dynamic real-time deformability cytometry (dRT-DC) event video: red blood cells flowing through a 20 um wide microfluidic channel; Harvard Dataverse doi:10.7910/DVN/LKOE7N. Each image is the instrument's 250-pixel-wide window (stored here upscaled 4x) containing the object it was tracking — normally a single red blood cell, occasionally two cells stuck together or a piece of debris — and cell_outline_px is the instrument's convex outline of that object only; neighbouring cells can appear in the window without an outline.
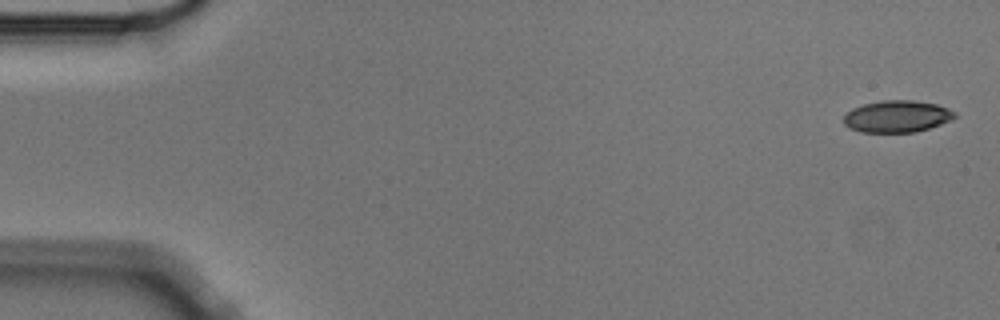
{"species": "Egyptian fruit bat (a non-hibernating species)", "species_latin": "Rousettus aegyptiacus", "temperature_condition": "cold", "stored_images_in_passage": 5, "camera_frame_rate_fps": 3000, "um_per_image_px": 0.085, "animal": {"sex": "male"}, "frame": {"image": 1, "passage_image": 1, "time_ms": 0.0, "image_size_px": [1000, 320], "cell_outline_px": [[956, 116], [952, 120], [916, 132], [860, 132], [848, 128], [844, 124], [844, 116], [852, 108], [864, 104], [880, 100], [912, 100], [936, 104], [948, 108], [956, 112]], "centroid_in_image_um": [76.24, 9.89], "position_along_channel_um": 8.8, "area_um2": 20.69}}
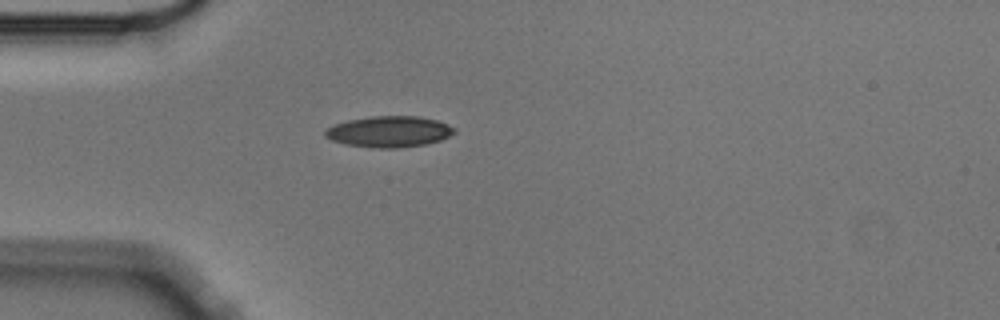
{"frame": {"image": 2, "passage_image": 4, "time_ms": 1.0, "image_size_px": [1000, 320], "cell_outline_px": [[456, 132], [440, 140], [424, 144], [400, 148], [372, 148], [344, 144], [332, 140], [324, 136], [324, 132], [328, 128], [336, 124], [348, 120], [372, 116], [416, 116], [436, 120], [448, 124], [456, 128]], "centroid_in_image_um": [33.08, 11.19], "position_along_channel_um": 51.9, "area_um2": 23.35}}